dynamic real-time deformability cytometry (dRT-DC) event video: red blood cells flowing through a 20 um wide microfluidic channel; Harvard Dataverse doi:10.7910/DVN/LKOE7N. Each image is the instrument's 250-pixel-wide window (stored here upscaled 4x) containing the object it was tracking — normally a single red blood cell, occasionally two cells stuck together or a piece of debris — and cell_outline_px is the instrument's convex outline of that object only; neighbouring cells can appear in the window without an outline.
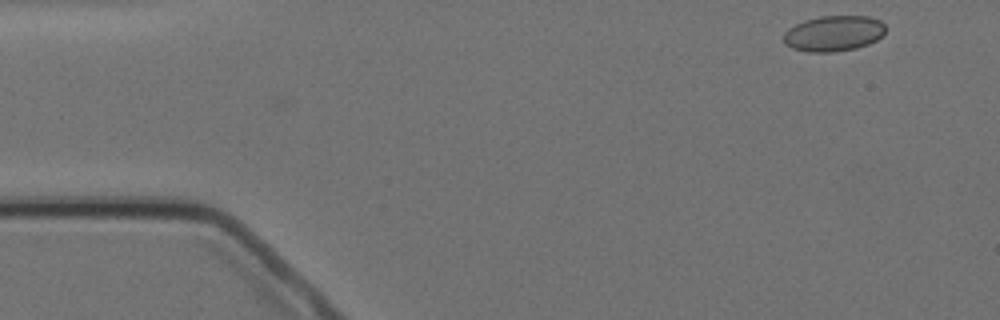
{"species": "Egyptian fruit bat (a non-hibernating species)", "species_latin": "Rousettus aegyptiacus", "temperature_condition": "cold", "stored_images_in_passage": 15, "camera_frame_rate_fps": 3000, "um_per_image_px": 0.085, "animal": {"sex": "female"}, "frame": {"image": 1, "passage_image": 1, "time_ms": 0.0, "image_size_px": [1000, 320], "cell_outline_px": [[884, 32], [876, 40], [868, 44], [856, 48], [832, 52], [808, 52], [792, 48], [784, 44], [784, 32], [788, 28], [804, 20], [820, 16], [868, 16], [880, 20], [884, 24]], "centroid_in_image_um": [70.83, 2.84], "position_along_channel_um": 14.2, "area_um2": 21.15}}
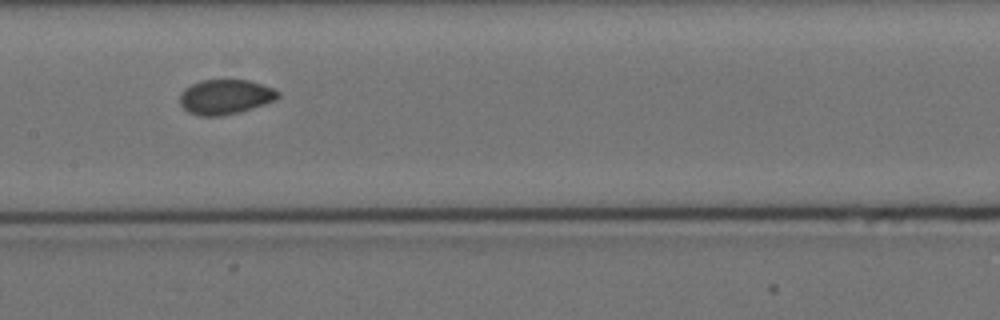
{"frame": {"image": 2, "passage_image": 7, "time_ms": 7.667, "image_size_px": [1000, 320], "cell_outline_px": [[280, 96], [276, 100], [240, 112], [220, 116], [200, 116], [188, 112], [180, 104], [180, 92], [184, 88], [200, 80], [248, 80], [272, 88], [280, 92]], "centroid_in_image_um": [19.13, 8.24], "position_along_channel_um": 188.3, "area_um2": 19.94}}
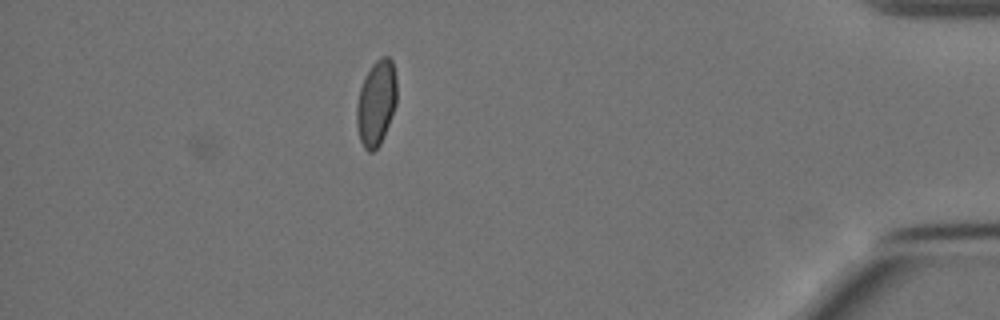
{"frame": {"image": 3, "passage_image": 13, "time_ms": 15.333, "image_size_px": [1000, 320], "cell_outline_px": [[396, 104], [384, 136], [380, 144], [372, 152], [368, 152], [364, 148], [360, 140], [356, 124], [356, 104], [360, 88], [364, 76], [372, 64], [380, 56], [388, 56], [392, 60], [396, 76]], "centroid_in_image_um": [31.97, 8.73], "position_along_channel_um": 403.2, "area_um2": 20.17}}